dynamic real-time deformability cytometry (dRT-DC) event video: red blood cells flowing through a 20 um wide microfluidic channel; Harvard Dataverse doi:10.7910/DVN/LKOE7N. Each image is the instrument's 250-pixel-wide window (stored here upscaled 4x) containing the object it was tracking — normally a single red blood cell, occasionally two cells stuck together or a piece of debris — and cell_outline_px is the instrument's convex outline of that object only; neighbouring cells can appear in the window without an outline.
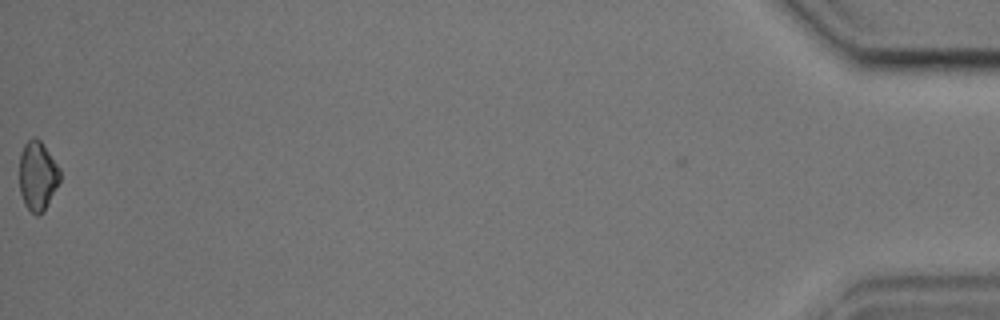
{"species": "common noctule bat (a hibernating species)", "species_latin": "Nyctalus noctula", "temperature_condition": "cold", "stored_images_in_passage": 44, "camera_frame_rate_fps": 3000, "um_per_image_px": 0.085, "animal": {"sex": "male", "body_mass_g": 17.9, "forearm_length_mm": 54.2}, "frame": {"image": 1, "passage_image": 44, "time_ms": 14.333, "image_size_px": [1000, 320], "cell_outline_px": [[60, 180], [44, 212], [36, 216], [24, 204], [20, 192], [20, 152], [24, 144], [32, 136], [36, 136], [40, 140], [60, 168]], "centroid_in_image_um": [3.19, 14.93], "position_along_channel_um": 432.0, "area_um2": 16.42}, "authors_computed_cell_mechanics": {"area_um2": 17.5423, "velocity_mm_per_s": 3.6708, "shape_relaxation_time_tau1_ms": 4.2016, "shape_relaxation_time_tau2_ms": null, "deformation_change_tau1": 0.0658, "deformation_change_tau2": null}}